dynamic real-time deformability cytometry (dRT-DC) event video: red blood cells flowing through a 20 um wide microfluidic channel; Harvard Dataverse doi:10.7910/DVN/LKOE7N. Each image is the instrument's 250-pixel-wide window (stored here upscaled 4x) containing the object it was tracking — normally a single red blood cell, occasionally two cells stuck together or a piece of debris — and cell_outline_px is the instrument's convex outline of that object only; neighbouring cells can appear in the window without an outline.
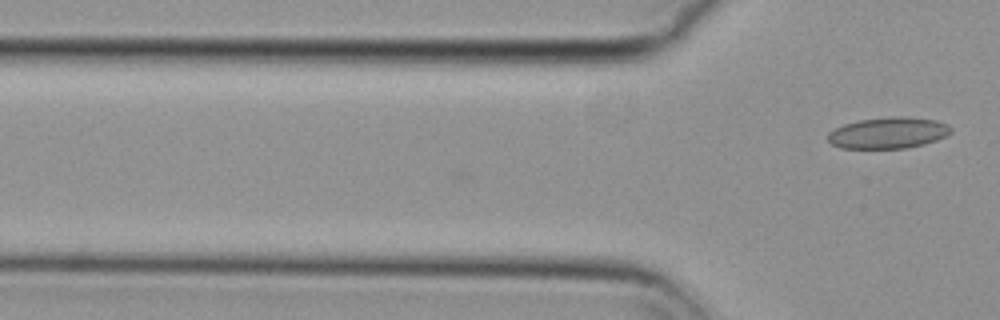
{"species": "common noctule bat (a hibernating species)", "species_latin": "Nyctalus noctula", "temperature_condition": "cold", "stored_images_in_passage": 4, "camera_frame_rate_fps": 3000, "um_per_image_px": 0.085, "animal": {"sex": "female", "body_mass_g": 29.2, "forearm_length_mm": 56.3}, "frame": {"image": 1, "passage_image": 4, "time_ms": 1.0, "image_size_px": [1000, 320], "cell_outline_px": [[952, 132], [936, 140], [924, 144], [904, 148], [840, 148], [832, 144], [828, 140], [828, 132], [844, 124], [860, 120], [892, 116], [904, 116], [936, 120], [948, 124], [952, 128]], "centroid_in_image_um": [75.51, 11.29], "position_along_channel_um": 50.3, "area_um2": 22.37}}